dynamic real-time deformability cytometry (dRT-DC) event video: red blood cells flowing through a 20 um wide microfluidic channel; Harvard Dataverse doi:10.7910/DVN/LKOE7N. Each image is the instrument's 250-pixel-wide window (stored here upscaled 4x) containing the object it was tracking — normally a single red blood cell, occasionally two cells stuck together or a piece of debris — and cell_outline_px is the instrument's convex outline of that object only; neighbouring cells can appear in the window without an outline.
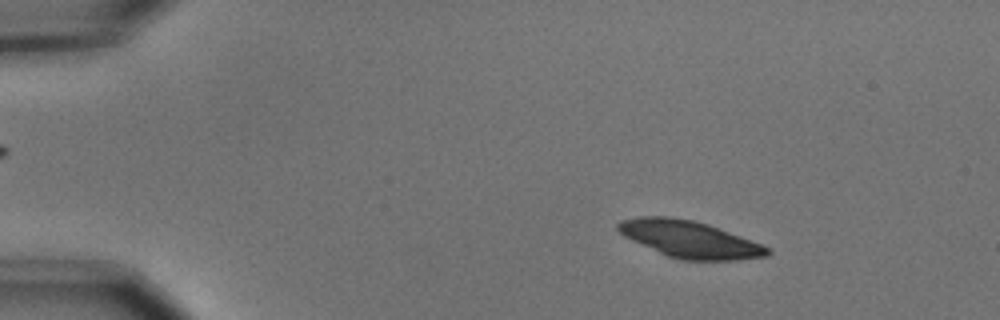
{"species": "common noctule bat (a hibernating species)", "species_latin": "Nyctalus noctula", "temperature_condition": "cold", "stored_images_in_passage": 54, "camera_frame_rate_fps": 3000, "um_per_image_px": 0.085, "animal": {"sex": "male", "body_mass_g": 15.6}, "frame": {"image": 1, "passage_image": 8, "time_ms": 2.333, "image_size_px": [1000, 320], "cell_outline_px": [[772, 252], [768, 256], [736, 260], [680, 260], [668, 256], [632, 240], [624, 236], [616, 228], [616, 224], [620, 220], [640, 216], [668, 216], [692, 220], [708, 224], [772, 248]], "centroid_in_image_um": [58.62, 20.33], "position_along_channel_um": 26.4, "area_um2": 32.02}}